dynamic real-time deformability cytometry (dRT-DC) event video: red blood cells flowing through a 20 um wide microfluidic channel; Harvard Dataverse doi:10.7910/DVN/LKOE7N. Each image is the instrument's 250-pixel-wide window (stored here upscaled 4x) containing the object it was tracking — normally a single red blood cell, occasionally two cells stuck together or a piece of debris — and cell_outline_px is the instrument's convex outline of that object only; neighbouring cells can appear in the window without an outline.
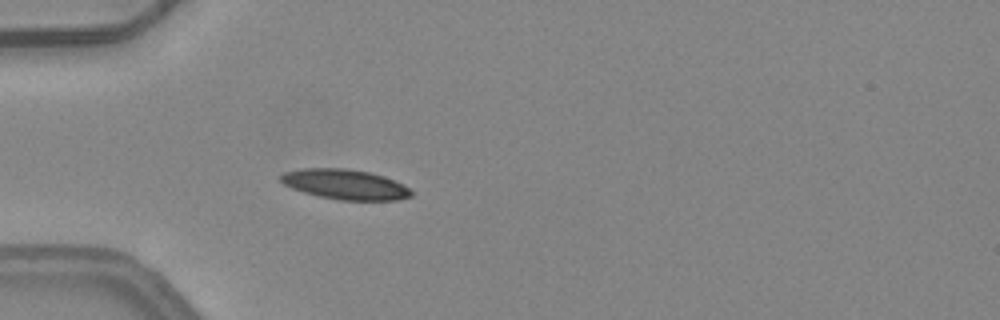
{"species": "common noctule bat (a hibernating species)", "species_latin": "Nyctalus noctula", "temperature_condition": "warm", "stored_images_in_passage": 3, "camera_frame_rate_fps": 3000, "um_per_image_px": 0.085, "animal": {"sex": "female", "body_mass_g": 24.6, "forearm_length_mm": 56.2}, "frame": {"image": 1, "passage_image": 3, "time_ms": 0.667, "image_size_px": [1000, 320], "cell_outline_px": [[412, 196], [396, 200], [340, 200], [320, 196], [304, 192], [292, 188], [284, 184], [280, 180], [280, 176], [284, 172], [304, 168], [344, 168], [368, 172], [384, 176], [404, 184], [412, 192]], "centroid_in_image_um": [29.34, 15.67], "position_along_channel_um": 55.7, "area_um2": 22.72}}